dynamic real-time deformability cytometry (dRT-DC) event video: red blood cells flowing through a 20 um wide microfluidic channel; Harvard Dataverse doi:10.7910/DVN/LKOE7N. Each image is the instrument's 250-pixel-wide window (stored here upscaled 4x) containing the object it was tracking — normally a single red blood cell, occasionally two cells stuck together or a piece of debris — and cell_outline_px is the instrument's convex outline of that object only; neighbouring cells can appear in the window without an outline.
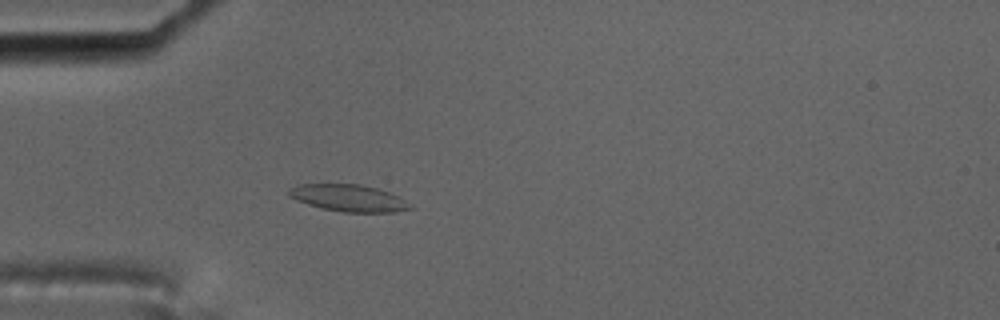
{"species": "common noctule bat (a hibernating species)", "species_latin": "Nyctalus noctula", "temperature_condition": "cold", "stored_images_in_passage": 58, "camera_frame_rate_fps": 3000, "um_per_image_px": 0.085, "animal": {"sex": "male", "body_mass_g": 17.5, "forearm_length_mm": 52.3}, "frame": {"image": 1, "passage_image": 17, "time_ms": 5.333, "image_size_px": [1000, 320], "cell_outline_px": [[412, 208], [396, 212], [344, 212], [320, 208], [296, 200], [288, 196], [288, 188], [300, 184], [360, 184], [376, 188], [400, 196], [412, 204]], "centroid_in_image_um": [29.63, 16.83], "position_along_channel_um": 55.4, "area_um2": 19.13}, "authors_computed_cell_mechanics": {"area_um2": 19.3052, "velocity_mm_per_s": 3.4899, "shape_relaxation_time_tau1_ms": null, "shape_relaxation_time_tau2_ms": 1.597, "deformation_change_tau1": null, "deformation_change_tau2": 0.0661}}